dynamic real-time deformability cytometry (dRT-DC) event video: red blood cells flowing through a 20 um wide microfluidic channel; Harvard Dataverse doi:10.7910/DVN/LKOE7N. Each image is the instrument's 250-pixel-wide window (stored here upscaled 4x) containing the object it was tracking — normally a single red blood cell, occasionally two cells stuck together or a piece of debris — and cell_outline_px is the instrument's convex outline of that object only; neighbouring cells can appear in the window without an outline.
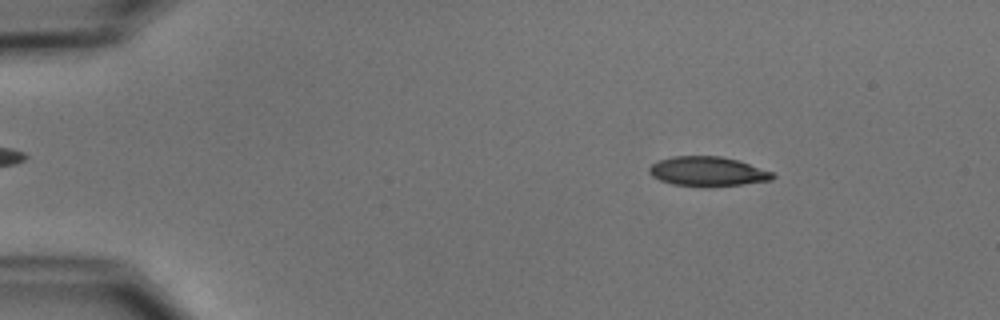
{"species": "common noctule bat (a hibernating species)", "species_latin": "Nyctalus noctula", "temperature_condition": "cold", "stored_images_in_passage": 43, "camera_frame_rate_fps": 3000, "um_per_image_px": 0.085, "animal": {"sex": "male", "body_mass_g": 15.6}, "frame": {"image": 1, "passage_image": 8, "time_ms": 2.333, "image_size_px": [1000, 320], "cell_outline_px": [[776, 176], [772, 180], [708, 188], [672, 184], [660, 180], [652, 176], [648, 172], [648, 168], [652, 164], [660, 160], [672, 156], [720, 156], [736, 160], [772, 172]], "centroid_in_image_um": [60.11, 14.59], "position_along_channel_um": 24.9, "area_um2": 21.27}}
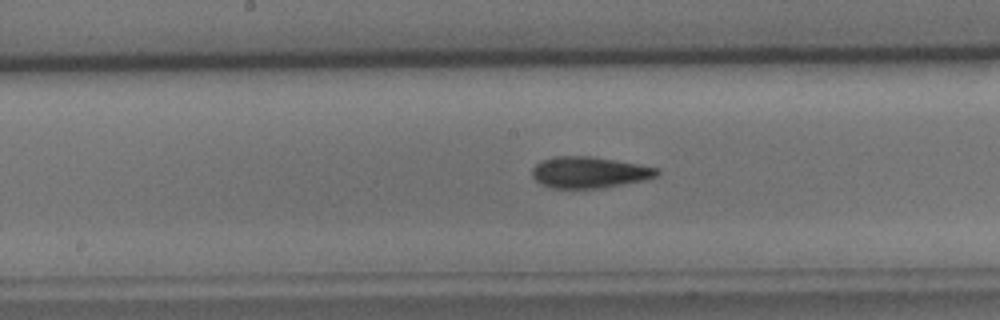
{"frame": {"image": 2, "passage_image": 28, "time_ms": 9.0, "image_size_px": [1000, 320], "cell_outline_px": [[660, 172], [656, 176], [644, 180], [600, 188], [552, 188], [540, 184], [532, 176], [532, 168], [540, 160], [556, 156], [592, 156], [616, 160], [660, 168]], "centroid_in_image_um": [50.07, 14.64], "position_along_channel_um": 198.1, "area_um2": 22.83}}
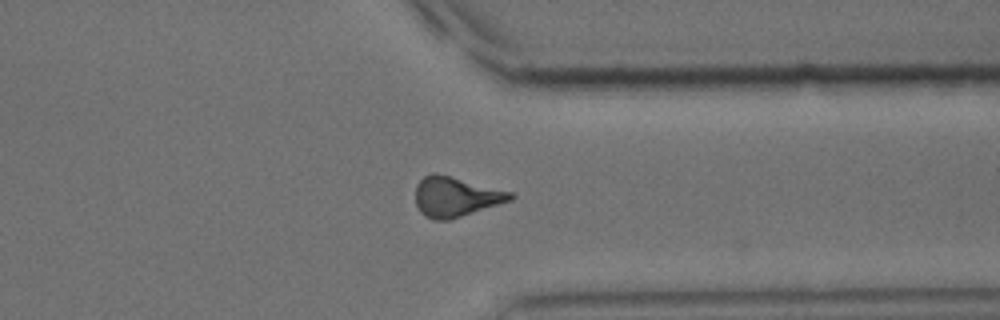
{"frame": {"image": 3, "passage_image": 42, "time_ms": 13.667, "image_size_px": [1000, 320], "cell_outline_px": [[516, 196], [512, 200], [448, 220], [432, 220], [424, 216], [420, 212], [416, 204], [416, 184], [424, 176], [432, 172], [436, 172], [512, 192]], "centroid_in_image_um": [38.71, 16.72], "position_along_channel_um": 372.7, "area_um2": 22.08}}